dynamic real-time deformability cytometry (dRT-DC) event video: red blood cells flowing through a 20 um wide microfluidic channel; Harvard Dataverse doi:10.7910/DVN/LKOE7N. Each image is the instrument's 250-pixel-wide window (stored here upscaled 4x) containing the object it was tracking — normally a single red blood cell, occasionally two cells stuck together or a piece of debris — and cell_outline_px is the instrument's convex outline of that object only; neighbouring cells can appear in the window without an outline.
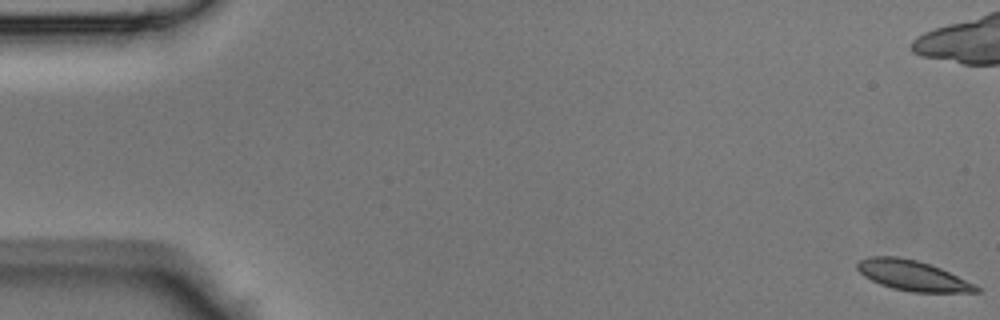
{"species": "Egyptian fruit bat (a non-hibernating species)", "species_latin": "Rousettus aegyptiacus", "temperature_condition": "room temperature", "stored_images_in_passage": 16, "camera_frame_rate_fps": 3000, "um_per_image_px": 0.085, "animal": {"sex": "male"}, "frame": {"image": 1, "passage_image": 1, "time_ms": 0.0, "image_size_px": [1000, 320], "cell_outline_px": [[980, 292], [912, 292], [892, 288], [880, 284], [864, 276], [856, 268], [856, 264], [860, 260], [868, 256], [900, 256], [916, 260], [940, 268], [976, 284], [980, 288]], "centroid_in_image_um": [77.56, 23.41], "position_along_channel_um": 7.4, "area_um2": 20.92}}